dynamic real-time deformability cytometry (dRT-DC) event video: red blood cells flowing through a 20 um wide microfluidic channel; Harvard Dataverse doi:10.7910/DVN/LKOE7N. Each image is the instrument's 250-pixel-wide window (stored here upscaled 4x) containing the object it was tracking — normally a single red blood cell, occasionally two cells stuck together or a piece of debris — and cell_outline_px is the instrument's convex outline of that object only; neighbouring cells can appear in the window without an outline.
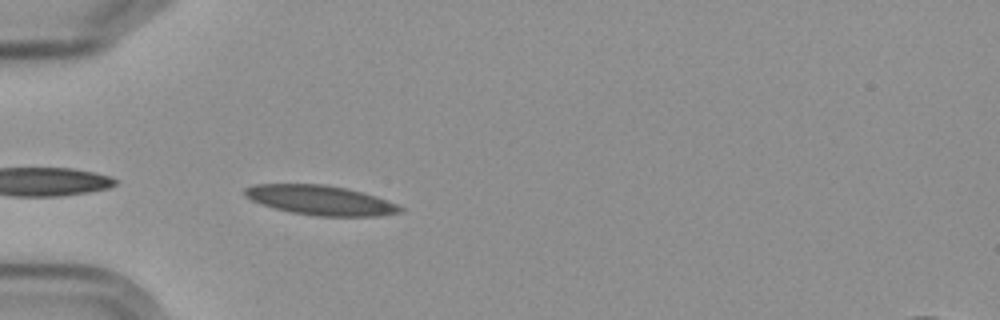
{"species": "Egyptian fruit bat (a non-hibernating species)", "species_latin": "Rousettus aegyptiacus", "temperature_condition": "cold", "stored_images_in_passage": 2, "camera_frame_rate_fps": 3000, "um_per_image_px": 0.085, "frame": {"image": 1, "passage_image": 2, "time_ms": 1.0, "image_size_px": [1000, 320], "cell_outline_px": [[404, 208], [400, 212], [380, 216], [316, 216], [288, 212], [272, 208], [260, 204], [244, 196], [244, 188], [252, 184], [328, 184], [348, 188], [376, 196], [396, 204]], "centroid_in_image_um": [27.19, 17.01], "position_along_channel_um": 57.8, "area_um2": 27.11}}